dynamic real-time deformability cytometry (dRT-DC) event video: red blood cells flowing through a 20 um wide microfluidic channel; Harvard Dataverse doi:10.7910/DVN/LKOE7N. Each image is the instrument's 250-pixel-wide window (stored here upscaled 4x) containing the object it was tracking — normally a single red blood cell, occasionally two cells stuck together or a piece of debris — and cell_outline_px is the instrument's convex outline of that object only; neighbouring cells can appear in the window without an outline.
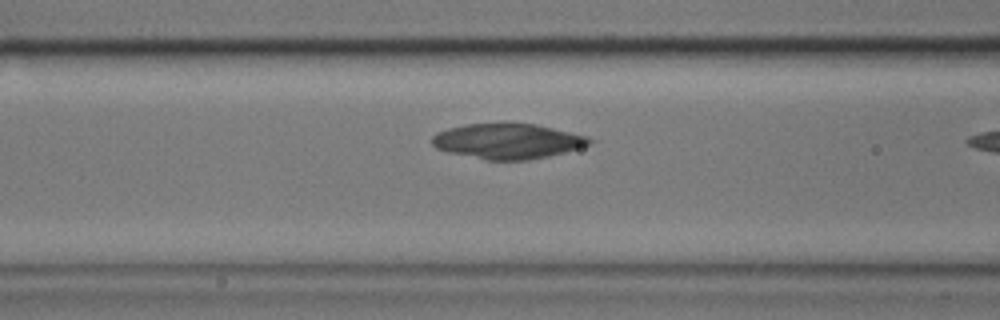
{"species": "common noctule bat (a hibernating species)", "species_latin": "Nyctalus noctula", "temperature_condition": "cold", "stored_images_in_passage": 20, "camera_frame_rate_fps": 3000, "um_per_image_px": 0.085, "animal": {"sex": "male", "body_mass_g": 17.9}, "frame": {"image": 1, "passage_image": 19, "time_ms": 6.0, "image_size_px": [1000, 320], "cell_outline_px": [[592, 140], [588, 144], [564, 152], [548, 156], [528, 160], [484, 160], [448, 152], [436, 148], [432, 144], [432, 136], [436, 132], [448, 128], [464, 124], [536, 124], [588, 136]], "centroid_in_image_um": [43.09, 12.0], "position_along_channel_um": 123.5, "area_um2": 32.02}}